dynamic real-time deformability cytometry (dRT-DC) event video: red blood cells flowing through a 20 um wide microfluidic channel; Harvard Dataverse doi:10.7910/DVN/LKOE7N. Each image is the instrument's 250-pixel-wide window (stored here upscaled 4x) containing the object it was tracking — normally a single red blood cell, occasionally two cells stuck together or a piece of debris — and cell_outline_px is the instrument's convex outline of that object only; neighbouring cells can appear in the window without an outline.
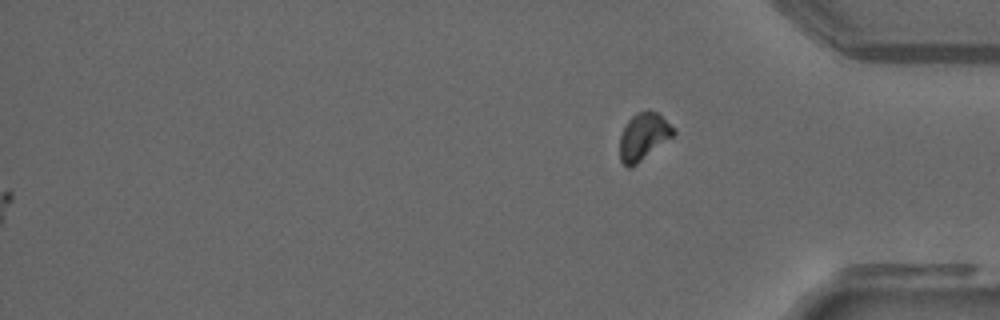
{"species": "common noctule bat (a hibernating species)", "species_latin": "Nyctalus noctula", "temperature_condition": "warm", "stored_images_in_passage": 47, "camera_frame_rate_fps": 3000, "um_per_image_px": 0.085, "animal": {"sex": "male", "forearm_length_mm": 52.5}, "frame": {"image": 1, "passage_image": 47, "time_ms": 15.333, "image_size_px": [1000, 320], "cell_outline_px": [[676, 132], [672, 136], [632, 168], [628, 168], [620, 160], [620, 136], [628, 120], [636, 112], [648, 108], [656, 112], [676, 128]], "centroid_in_image_um": [54.69, 11.58], "position_along_channel_um": 380.5, "area_um2": 14.8}}